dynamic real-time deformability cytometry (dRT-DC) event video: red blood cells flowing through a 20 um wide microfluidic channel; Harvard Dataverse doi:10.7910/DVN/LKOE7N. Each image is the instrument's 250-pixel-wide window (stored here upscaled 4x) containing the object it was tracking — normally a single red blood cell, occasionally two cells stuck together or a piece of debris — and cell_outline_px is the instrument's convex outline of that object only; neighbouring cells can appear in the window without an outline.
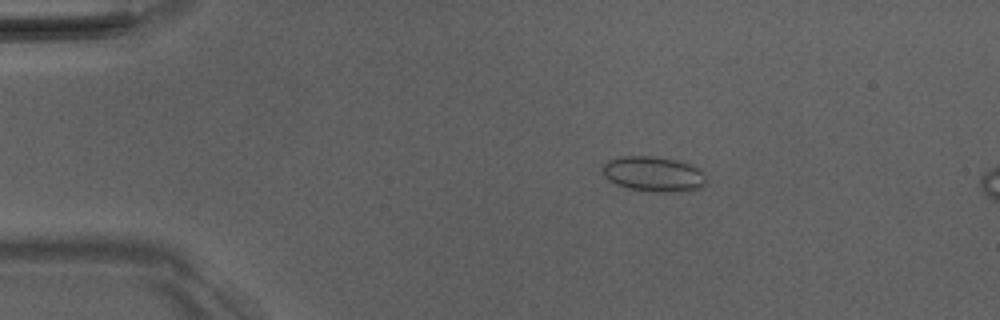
{"species": "Egyptian fruit bat (a non-hibernating species)", "species_latin": "Rousettus aegyptiacus", "temperature_condition": "room temperature", "stored_images_in_passage": 26, "camera_frame_rate_fps": 3000, "um_per_image_px": 0.085, "animal": {"sex": "male"}, "frame": {"image": 1, "passage_image": 10, "time_ms": 3.0, "image_size_px": [1000, 320], "cell_outline_px": [[708, 184], [700, 188], [688, 192], [652, 192], [628, 188], [616, 184], [608, 180], [604, 176], [604, 164], [608, 160], [620, 156], [656, 156], [676, 160], [692, 164], [700, 168], [704, 172], [708, 180]], "centroid_in_image_um": [55.64, 14.8], "position_along_channel_um": 29.4, "area_um2": 21.79}}